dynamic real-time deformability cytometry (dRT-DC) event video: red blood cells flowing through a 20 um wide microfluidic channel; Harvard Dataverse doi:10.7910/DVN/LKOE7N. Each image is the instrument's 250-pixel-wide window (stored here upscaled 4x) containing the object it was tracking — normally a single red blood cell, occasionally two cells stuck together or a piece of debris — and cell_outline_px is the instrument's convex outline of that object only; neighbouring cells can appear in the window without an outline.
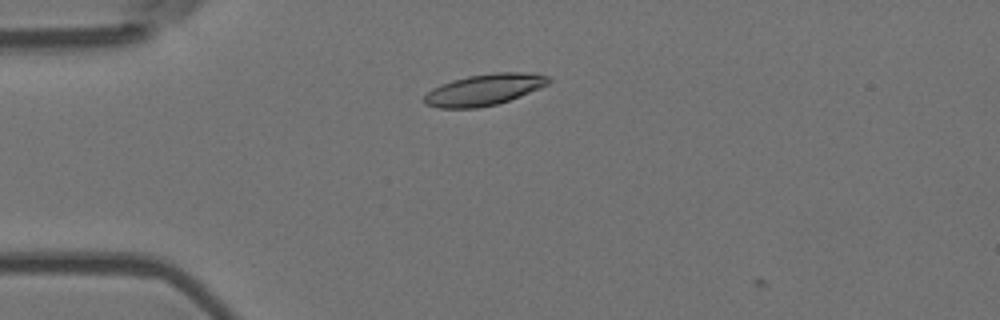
{"species": "Egyptian fruit bat (a non-hibernating species)", "species_latin": "Rousettus aegyptiacus", "temperature_condition": "room temperature", "stored_images_in_passage": 3, "camera_frame_rate_fps": 3000, "um_per_image_px": 0.085, "animal": {"sex": "female"}, "frame": {"image": 1, "passage_image": 2, "time_ms": 0.333, "image_size_px": [1000, 320], "cell_outline_px": [[552, 80], [548, 84], [540, 88], [508, 100], [496, 104], [476, 108], [440, 108], [424, 104], [424, 96], [432, 88], [440, 84], [452, 80], [468, 76], [496, 72], [536, 72], [548, 76]], "centroid_in_image_um": [41.17, 7.61], "position_along_channel_um": 43.8, "area_um2": 22.72}}